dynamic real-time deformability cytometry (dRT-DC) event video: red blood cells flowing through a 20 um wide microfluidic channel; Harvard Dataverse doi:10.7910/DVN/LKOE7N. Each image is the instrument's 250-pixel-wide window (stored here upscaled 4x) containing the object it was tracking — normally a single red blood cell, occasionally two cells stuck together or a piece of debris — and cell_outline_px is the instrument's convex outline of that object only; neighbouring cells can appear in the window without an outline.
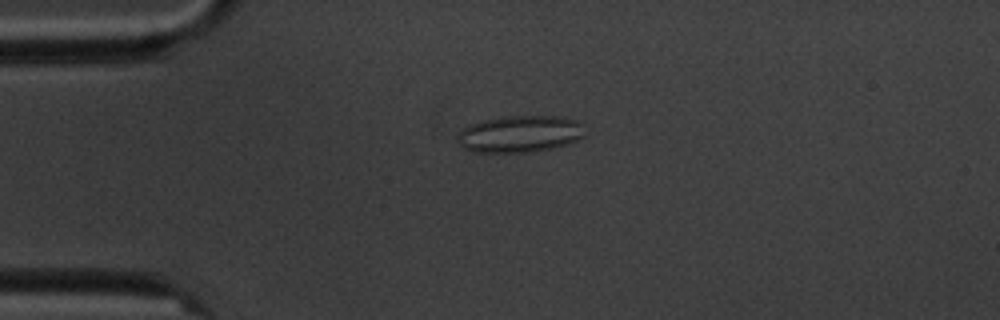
{"species": "common noctule bat (a hibernating species)", "species_latin": "Nyctalus noctula", "temperature_condition": "cold", "stored_images_in_passage": 5, "camera_frame_rate_fps": 3000, "um_per_image_px": 0.085, "animal": {"sex": "male", "body_mass_g": 20.1, "forearm_length_mm": 53.5}, "frame": {"image": 1, "passage_image": 3, "time_ms": 3.0, "image_size_px": [1000, 320], "cell_outline_px": [[584, 136], [568, 144], [552, 148], [528, 152], [472, 152], [464, 148], [460, 144], [460, 132], [464, 128], [472, 124], [484, 120], [500, 116], [560, 116], [576, 120], [580, 124]], "centroid_in_image_um": [44.2, 11.38], "position_along_channel_um": 40.8, "area_um2": 26.99}}
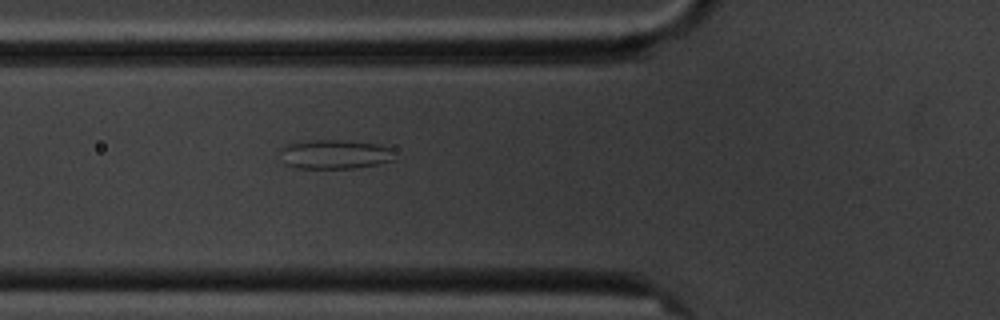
{"frame": {"image": 2, "passage_image": 5, "time_ms": 5.333, "image_size_px": [1000, 320], "cell_outline_px": [[396, 160], [356, 168], [296, 168], [284, 164], [280, 152], [284, 144], [312, 140], [348, 140], [376, 144], [392, 148]], "centroid_in_image_um": [28.46, 13.11], "position_along_channel_um": 97.3, "area_um2": 19.71}}